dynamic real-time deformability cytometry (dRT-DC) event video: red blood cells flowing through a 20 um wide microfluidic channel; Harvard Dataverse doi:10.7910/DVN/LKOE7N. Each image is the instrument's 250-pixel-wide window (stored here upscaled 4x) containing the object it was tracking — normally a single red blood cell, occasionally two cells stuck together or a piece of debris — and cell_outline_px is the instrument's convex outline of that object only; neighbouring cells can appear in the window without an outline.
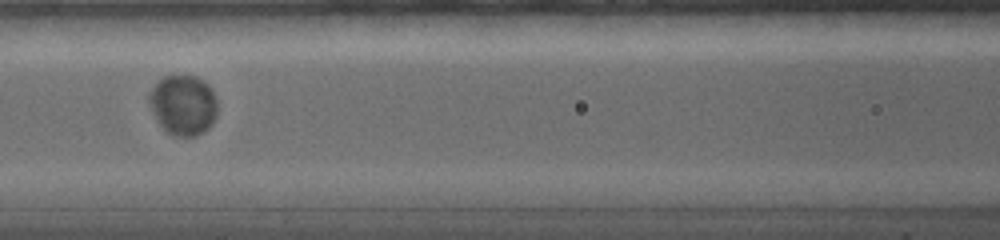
{"species": "common noctule bat (a hibernating species)", "species_latin": "Nyctalus noctula", "temperature_condition": "warm", "stored_images_in_passage": 21, "camera_frame_rate_fps": 5000, "um_per_image_px": 0.085, "animal": {"sex": "female", "body_mass_g": 19.0, "forearm_length_mm": 56.7}, "frame": {"image": 1, "passage_image": 6, "time_ms": 3.8, "image_size_px": [1000, 240], "cell_outline_px": [[216, 116], [212, 124], [204, 132], [196, 136], [176, 136], [168, 132], [160, 124], [152, 112], [148, 100], [148, 96], [152, 88], [164, 76], [196, 76], [208, 84], [216, 100]], "centroid_in_image_um": [15.57, 8.93], "position_along_channel_um": 151.0, "area_um2": 23.7}}
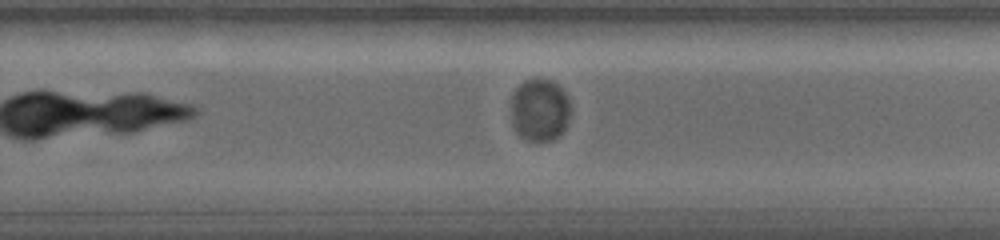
{"frame": {"image": 2, "passage_image": 11, "time_ms": 7.4, "image_size_px": [1000, 240], "cell_outline_px": [[568, 120], [564, 128], [552, 140], [528, 140], [520, 136], [516, 132], [512, 124], [512, 92], [524, 80], [548, 80], [556, 84], [568, 96]], "centroid_in_image_um": [45.83, 9.34], "position_along_channel_um": 284.0, "area_um2": 21.15}}
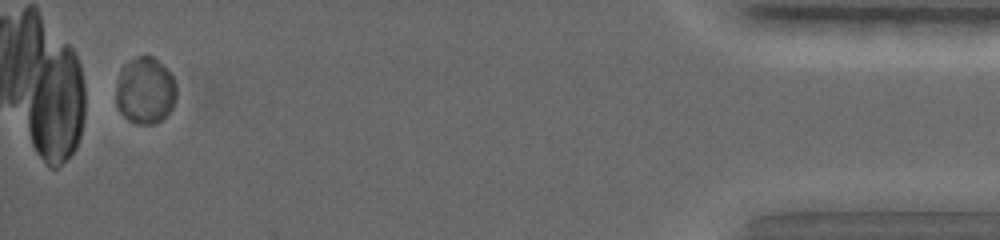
{"frame": {"image": 3, "passage_image": 20, "time_ms": 13.8, "image_size_px": [1000, 240], "cell_outline_px": [[176, 96], [172, 108], [160, 120], [152, 124], [136, 124], [128, 120], [116, 108], [116, 84], [120, 68], [124, 64], [140, 56], [152, 56], [172, 76], [176, 84]], "centroid_in_image_um": [12.3, 7.72], "position_along_channel_um": 422.9, "area_um2": 23.41}, "authors_computed_cell_mechanics": {"area_um2": 23.409, "velocity_mm_per_s": 3.7028, "shape_relaxation_time_tau1_ms": 0.4538, "shape_relaxation_time_tau2_ms": null, "deformation_change_tau1": 0.0173, "deformation_change_tau2": null}}